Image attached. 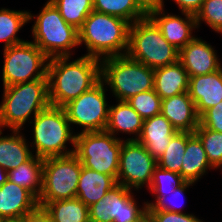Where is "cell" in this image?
<instances>
[{
	"instance_id": "cell-1",
	"label": "cell",
	"mask_w": 222,
	"mask_h": 222,
	"mask_svg": "<svg viewBox=\"0 0 222 222\" xmlns=\"http://www.w3.org/2000/svg\"><path fill=\"white\" fill-rule=\"evenodd\" d=\"M68 56L53 57L47 63L50 105L64 107L101 80V60L82 56L69 61Z\"/></svg>"
},
{
	"instance_id": "cell-2",
	"label": "cell",
	"mask_w": 222,
	"mask_h": 222,
	"mask_svg": "<svg viewBox=\"0 0 222 222\" xmlns=\"http://www.w3.org/2000/svg\"><path fill=\"white\" fill-rule=\"evenodd\" d=\"M130 26L126 20L93 10L78 30L79 45L84 42L86 56L100 60L126 55Z\"/></svg>"
},
{
	"instance_id": "cell-3",
	"label": "cell",
	"mask_w": 222,
	"mask_h": 222,
	"mask_svg": "<svg viewBox=\"0 0 222 222\" xmlns=\"http://www.w3.org/2000/svg\"><path fill=\"white\" fill-rule=\"evenodd\" d=\"M0 104V128L21 130L31 114L35 117L50 105L48 79H37L4 87Z\"/></svg>"
},
{
	"instance_id": "cell-4",
	"label": "cell",
	"mask_w": 222,
	"mask_h": 222,
	"mask_svg": "<svg viewBox=\"0 0 222 222\" xmlns=\"http://www.w3.org/2000/svg\"><path fill=\"white\" fill-rule=\"evenodd\" d=\"M126 55L153 69L179 61V50L163 37L159 27L148 15L131 24Z\"/></svg>"
},
{
	"instance_id": "cell-5",
	"label": "cell",
	"mask_w": 222,
	"mask_h": 222,
	"mask_svg": "<svg viewBox=\"0 0 222 222\" xmlns=\"http://www.w3.org/2000/svg\"><path fill=\"white\" fill-rule=\"evenodd\" d=\"M29 21L36 18L32 26L33 43L50 59L71 56L70 50L79 45L78 30L66 23L50 0L38 16L29 12Z\"/></svg>"
},
{
	"instance_id": "cell-6",
	"label": "cell",
	"mask_w": 222,
	"mask_h": 222,
	"mask_svg": "<svg viewBox=\"0 0 222 222\" xmlns=\"http://www.w3.org/2000/svg\"><path fill=\"white\" fill-rule=\"evenodd\" d=\"M101 80L109 85L117 101L154 89V69L127 55L111 56L101 61Z\"/></svg>"
},
{
	"instance_id": "cell-7",
	"label": "cell",
	"mask_w": 222,
	"mask_h": 222,
	"mask_svg": "<svg viewBox=\"0 0 222 222\" xmlns=\"http://www.w3.org/2000/svg\"><path fill=\"white\" fill-rule=\"evenodd\" d=\"M33 121L30 123L33 124V146L35 145L37 157L45 159L74 153L75 149L65 150L67 141L75 148L76 134L71 130L64 108L49 105L41 110Z\"/></svg>"
},
{
	"instance_id": "cell-8",
	"label": "cell",
	"mask_w": 222,
	"mask_h": 222,
	"mask_svg": "<svg viewBox=\"0 0 222 222\" xmlns=\"http://www.w3.org/2000/svg\"><path fill=\"white\" fill-rule=\"evenodd\" d=\"M121 138L106 131L76 134L74 154L82 166L112 176L117 181Z\"/></svg>"
},
{
	"instance_id": "cell-9",
	"label": "cell",
	"mask_w": 222,
	"mask_h": 222,
	"mask_svg": "<svg viewBox=\"0 0 222 222\" xmlns=\"http://www.w3.org/2000/svg\"><path fill=\"white\" fill-rule=\"evenodd\" d=\"M82 163L73 153L67 156L45 158L38 206L76 198Z\"/></svg>"
},
{
	"instance_id": "cell-10",
	"label": "cell",
	"mask_w": 222,
	"mask_h": 222,
	"mask_svg": "<svg viewBox=\"0 0 222 222\" xmlns=\"http://www.w3.org/2000/svg\"><path fill=\"white\" fill-rule=\"evenodd\" d=\"M3 87L37 79H48L49 58L32 41L4 48Z\"/></svg>"
},
{
	"instance_id": "cell-11",
	"label": "cell",
	"mask_w": 222,
	"mask_h": 222,
	"mask_svg": "<svg viewBox=\"0 0 222 222\" xmlns=\"http://www.w3.org/2000/svg\"><path fill=\"white\" fill-rule=\"evenodd\" d=\"M105 89L104 82L100 80L91 89L66 104L63 108L70 124L83 127L82 132L105 131L109 114Z\"/></svg>"
},
{
	"instance_id": "cell-12",
	"label": "cell",
	"mask_w": 222,
	"mask_h": 222,
	"mask_svg": "<svg viewBox=\"0 0 222 222\" xmlns=\"http://www.w3.org/2000/svg\"><path fill=\"white\" fill-rule=\"evenodd\" d=\"M157 160L137 140H122L117 183L128 189L149 188Z\"/></svg>"
},
{
	"instance_id": "cell-13",
	"label": "cell",
	"mask_w": 222,
	"mask_h": 222,
	"mask_svg": "<svg viewBox=\"0 0 222 222\" xmlns=\"http://www.w3.org/2000/svg\"><path fill=\"white\" fill-rule=\"evenodd\" d=\"M132 190L116 184L96 203L89 206L90 222H135L147 212L146 202L138 208Z\"/></svg>"
},
{
	"instance_id": "cell-14",
	"label": "cell",
	"mask_w": 222,
	"mask_h": 222,
	"mask_svg": "<svg viewBox=\"0 0 222 222\" xmlns=\"http://www.w3.org/2000/svg\"><path fill=\"white\" fill-rule=\"evenodd\" d=\"M179 15L165 14L164 8L157 6L148 12V16L155 22L162 32L163 37L179 51L193 38V28H197L195 15L182 13Z\"/></svg>"
},
{
	"instance_id": "cell-15",
	"label": "cell",
	"mask_w": 222,
	"mask_h": 222,
	"mask_svg": "<svg viewBox=\"0 0 222 222\" xmlns=\"http://www.w3.org/2000/svg\"><path fill=\"white\" fill-rule=\"evenodd\" d=\"M215 51L206 41L194 37L179 51V62L189 77L206 75L222 68Z\"/></svg>"
},
{
	"instance_id": "cell-16",
	"label": "cell",
	"mask_w": 222,
	"mask_h": 222,
	"mask_svg": "<svg viewBox=\"0 0 222 222\" xmlns=\"http://www.w3.org/2000/svg\"><path fill=\"white\" fill-rule=\"evenodd\" d=\"M161 114L179 132L194 133L200 124L195 103L188 92L163 99Z\"/></svg>"
},
{
	"instance_id": "cell-17",
	"label": "cell",
	"mask_w": 222,
	"mask_h": 222,
	"mask_svg": "<svg viewBox=\"0 0 222 222\" xmlns=\"http://www.w3.org/2000/svg\"><path fill=\"white\" fill-rule=\"evenodd\" d=\"M188 93L199 117L222 101V68L218 71L189 77Z\"/></svg>"
},
{
	"instance_id": "cell-18",
	"label": "cell",
	"mask_w": 222,
	"mask_h": 222,
	"mask_svg": "<svg viewBox=\"0 0 222 222\" xmlns=\"http://www.w3.org/2000/svg\"><path fill=\"white\" fill-rule=\"evenodd\" d=\"M178 132L160 113L143 120L142 131L137 141L146 147L152 157L158 160Z\"/></svg>"
},
{
	"instance_id": "cell-19",
	"label": "cell",
	"mask_w": 222,
	"mask_h": 222,
	"mask_svg": "<svg viewBox=\"0 0 222 222\" xmlns=\"http://www.w3.org/2000/svg\"><path fill=\"white\" fill-rule=\"evenodd\" d=\"M38 206V199L26 188L7 180L0 188V218L22 219Z\"/></svg>"
},
{
	"instance_id": "cell-20",
	"label": "cell",
	"mask_w": 222,
	"mask_h": 222,
	"mask_svg": "<svg viewBox=\"0 0 222 222\" xmlns=\"http://www.w3.org/2000/svg\"><path fill=\"white\" fill-rule=\"evenodd\" d=\"M188 88L189 75L179 61L154 69V91L162 100L188 92Z\"/></svg>"
},
{
	"instance_id": "cell-21",
	"label": "cell",
	"mask_w": 222,
	"mask_h": 222,
	"mask_svg": "<svg viewBox=\"0 0 222 222\" xmlns=\"http://www.w3.org/2000/svg\"><path fill=\"white\" fill-rule=\"evenodd\" d=\"M116 184L112 176L82 166L76 198L89 207L101 200Z\"/></svg>"
},
{
	"instance_id": "cell-22",
	"label": "cell",
	"mask_w": 222,
	"mask_h": 222,
	"mask_svg": "<svg viewBox=\"0 0 222 222\" xmlns=\"http://www.w3.org/2000/svg\"><path fill=\"white\" fill-rule=\"evenodd\" d=\"M142 126L143 119L126 101H118L117 105L109 106L106 132L113 136L118 132L129 133V135L136 134L135 138L126 140H137L141 134Z\"/></svg>"
},
{
	"instance_id": "cell-23",
	"label": "cell",
	"mask_w": 222,
	"mask_h": 222,
	"mask_svg": "<svg viewBox=\"0 0 222 222\" xmlns=\"http://www.w3.org/2000/svg\"><path fill=\"white\" fill-rule=\"evenodd\" d=\"M213 167L208 162L206 152L200 139L191 132H187V145L181 166V176L190 182H196Z\"/></svg>"
},
{
	"instance_id": "cell-24",
	"label": "cell",
	"mask_w": 222,
	"mask_h": 222,
	"mask_svg": "<svg viewBox=\"0 0 222 222\" xmlns=\"http://www.w3.org/2000/svg\"><path fill=\"white\" fill-rule=\"evenodd\" d=\"M11 136H1L0 129V166L7 172L16 169L33 154L20 130H12Z\"/></svg>"
},
{
	"instance_id": "cell-25",
	"label": "cell",
	"mask_w": 222,
	"mask_h": 222,
	"mask_svg": "<svg viewBox=\"0 0 222 222\" xmlns=\"http://www.w3.org/2000/svg\"><path fill=\"white\" fill-rule=\"evenodd\" d=\"M43 162V158L32 155L19 167L8 172V180L26 188L38 199L42 189Z\"/></svg>"
},
{
	"instance_id": "cell-26",
	"label": "cell",
	"mask_w": 222,
	"mask_h": 222,
	"mask_svg": "<svg viewBox=\"0 0 222 222\" xmlns=\"http://www.w3.org/2000/svg\"><path fill=\"white\" fill-rule=\"evenodd\" d=\"M43 207L53 222H90L89 207L78 198L52 201Z\"/></svg>"
},
{
	"instance_id": "cell-27",
	"label": "cell",
	"mask_w": 222,
	"mask_h": 222,
	"mask_svg": "<svg viewBox=\"0 0 222 222\" xmlns=\"http://www.w3.org/2000/svg\"><path fill=\"white\" fill-rule=\"evenodd\" d=\"M93 10L121 18L131 24L148 14L135 0H93Z\"/></svg>"
},
{
	"instance_id": "cell-28",
	"label": "cell",
	"mask_w": 222,
	"mask_h": 222,
	"mask_svg": "<svg viewBox=\"0 0 222 222\" xmlns=\"http://www.w3.org/2000/svg\"><path fill=\"white\" fill-rule=\"evenodd\" d=\"M29 12L0 9V41L5 42L4 48L25 42L16 35L25 23L29 22Z\"/></svg>"
},
{
	"instance_id": "cell-29",
	"label": "cell",
	"mask_w": 222,
	"mask_h": 222,
	"mask_svg": "<svg viewBox=\"0 0 222 222\" xmlns=\"http://www.w3.org/2000/svg\"><path fill=\"white\" fill-rule=\"evenodd\" d=\"M66 23L79 30L93 11V0H50Z\"/></svg>"
},
{
	"instance_id": "cell-30",
	"label": "cell",
	"mask_w": 222,
	"mask_h": 222,
	"mask_svg": "<svg viewBox=\"0 0 222 222\" xmlns=\"http://www.w3.org/2000/svg\"><path fill=\"white\" fill-rule=\"evenodd\" d=\"M187 145V132H178L169 143L168 148L157 160V166L162 169L179 173Z\"/></svg>"
},
{
	"instance_id": "cell-31",
	"label": "cell",
	"mask_w": 222,
	"mask_h": 222,
	"mask_svg": "<svg viewBox=\"0 0 222 222\" xmlns=\"http://www.w3.org/2000/svg\"><path fill=\"white\" fill-rule=\"evenodd\" d=\"M194 134L200 139L210 165L222 167V133L215 132L199 124Z\"/></svg>"
},
{
	"instance_id": "cell-32",
	"label": "cell",
	"mask_w": 222,
	"mask_h": 222,
	"mask_svg": "<svg viewBox=\"0 0 222 222\" xmlns=\"http://www.w3.org/2000/svg\"><path fill=\"white\" fill-rule=\"evenodd\" d=\"M186 180L176 172L168 171L156 166L153 171L152 180L149 189L155 194L156 200L165 196V193L174 191L182 186Z\"/></svg>"
},
{
	"instance_id": "cell-33",
	"label": "cell",
	"mask_w": 222,
	"mask_h": 222,
	"mask_svg": "<svg viewBox=\"0 0 222 222\" xmlns=\"http://www.w3.org/2000/svg\"><path fill=\"white\" fill-rule=\"evenodd\" d=\"M143 120L161 113L162 99L154 91H144L126 101Z\"/></svg>"
},
{
	"instance_id": "cell-34",
	"label": "cell",
	"mask_w": 222,
	"mask_h": 222,
	"mask_svg": "<svg viewBox=\"0 0 222 222\" xmlns=\"http://www.w3.org/2000/svg\"><path fill=\"white\" fill-rule=\"evenodd\" d=\"M195 20L198 28L201 21H204L215 32L222 34V0H205Z\"/></svg>"
},
{
	"instance_id": "cell-35",
	"label": "cell",
	"mask_w": 222,
	"mask_h": 222,
	"mask_svg": "<svg viewBox=\"0 0 222 222\" xmlns=\"http://www.w3.org/2000/svg\"><path fill=\"white\" fill-rule=\"evenodd\" d=\"M194 182L186 181L182 186L178 187L174 191H171L169 193H172V199L176 201L177 198L181 197L184 193V191L189 188L190 185H193ZM167 194L165 193V196L159 197L155 203L146 202L147 210H161V211H168V212H177L182 213L181 208L179 209L177 205H172L167 201ZM167 198V199H166ZM174 202V201H173ZM180 207V206H179Z\"/></svg>"
},
{
	"instance_id": "cell-36",
	"label": "cell",
	"mask_w": 222,
	"mask_h": 222,
	"mask_svg": "<svg viewBox=\"0 0 222 222\" xmlns=\"http://www.w3.org/2000/svg\"><path fill=\"white\" fill-rule=\"evenodd\" d=\"M200 124L207 129L222 133V101L200 116Z\"/></svg>"
},
{
	"instance_id": "cell-37",
	"label": "cell",
	"mask_w": 222,
	"mask_h": 222,
	"mask_svg": "<svg viewBox=\"0 0 222 222\" xmlns=\"http://www.w3.org/2000/svg\"><path fill=\"white\" fill-rule=\"evenodd\" d=\"M154 222H203L195 215L161 210H147Z\"/></svg>"
},
{
	"instance_id": "cell-38",
	"label": "cell",
	"mask_w": 222,
	"mask_h": 222,
	"mask_svg": "<svg viewBox=\"0 0 222 222\" xmlns=\"http://www.w3.org/2000/svg\"><path fill=\"white\" fill-rule=\"evenodd\" d=\"M178 5L181 13L196 15L205 0H174ZM159 6L164 7V1L159 0Z\"/></svg>"
},
{
	"instance_id": "cell-39",
	"label": "cell",
	"mask_w": 222,
	"mask_h": 222,
	"mask_svg": "<svg viewBox=\"0 0 222 222\" xmlns=\"http://www.w3.org/2000/svg\"><path fill=\"white\" fill-rule=\"evenodd\" d=\"M22 219L24 222H53L50 214L41 206H37L33 211L27 213Z\"/></svg>"
},
{
	"instance_id": "cell-40",
	"label": "cell",
	"mask_w": 222,
	"mask_h": 222,
	"mask_svg": "<svg viewBox=\"0 0 222 222\" xmlns=\"http://www.w3.org/2000/svg\"><path fill=\"white\" fill-rule=\"evenodd\" d=\"M147 13L159 6V0H135Z\"/></svg>"
},
{
	"instance_id": "cell-41",
	"label": "cell",
	"mask_w": 222,
	"mask_h": 222,
	"mask_svg": "<svg viewBox=\"0 0 222 222\" xmlns=\"http://www.w3.org/2000/svg\"><path fill=\"white\" fill-rule=\"evenodd\" d=\"M8 180V172L0 166V188Z\"/></svg>"
},
{
	"instance_id": "cell-42",
	"label": "cell",
	"mask_w": 222,
	"mask_h": 222,
	"mask_svg": "<svg viewBox=\"0 0 222 222\" xmlns=\"http://www.w3.org/2000/svg\"><path fill=\"white\" fill-rule=\"evenodd\" d=\"M135 222H154V220L151 217V215L149 214V212L147 211L141 218H139Z\"/></svg>"
},
{
	"instance_id": "cell-43",
	"label": "cell",
	"mask_w": 222,
	"mask_h": 222,
	"mask_svg": "<svg viewBox=\"0 0 222 222\" xmlns=\"http://www.w3.org/2000/svg\"><path fill=\"white\" fill-rule=\"evenodd\" d=\"M0 222H24L23 219H6L1 220Z\"/></svg>"
}]
</instances>
